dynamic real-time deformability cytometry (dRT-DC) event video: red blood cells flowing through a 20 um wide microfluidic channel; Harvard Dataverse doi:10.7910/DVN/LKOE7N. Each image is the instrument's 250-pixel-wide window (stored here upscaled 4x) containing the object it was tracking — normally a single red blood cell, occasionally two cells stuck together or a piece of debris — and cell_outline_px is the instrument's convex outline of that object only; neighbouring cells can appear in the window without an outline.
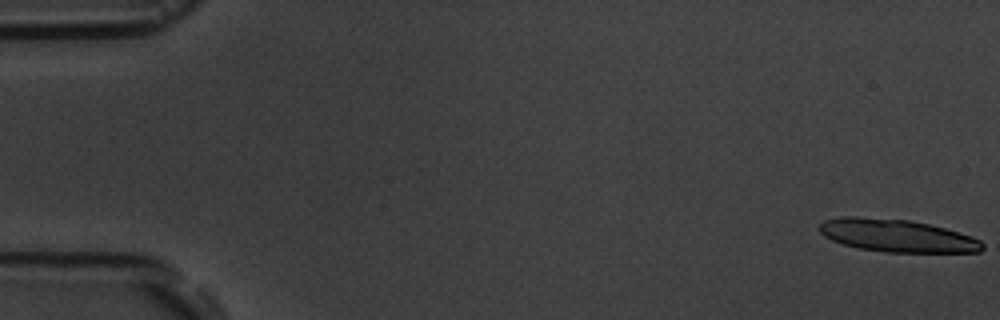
{"species": "common noctule bat (a hibernating species)", "species_latin": "Nyctalus noctula", "temperature_condition": "room temperature", "stored_images_in_passage": 6, "camera_frame_rate_fps": 3000, "um_per_image_px": 0.085, "animal": {"sex": "male", "body_mass_g": 19.5, "forearm_length_mm": 54.6}, "frame": {"image": 1, "passage_image": 1, "time_ms": 0.0, "image_size_px": [1000, 320], "cell_outline_px": [[984, 248], [980, 252], [884, 252], [860, 248], [844, 244], [832, 240], [824, 236], [820, 232], [820, 224], [824, 220], [840, 216], [856, 216], [908, 220], [928, 224], [944, 228], [972, 236], [980, 240], [984, 244]], "centroid_in_image_um": [76.24, 20.03], "position_along_channel_um": 8.8, "area_um2": 30.92}}